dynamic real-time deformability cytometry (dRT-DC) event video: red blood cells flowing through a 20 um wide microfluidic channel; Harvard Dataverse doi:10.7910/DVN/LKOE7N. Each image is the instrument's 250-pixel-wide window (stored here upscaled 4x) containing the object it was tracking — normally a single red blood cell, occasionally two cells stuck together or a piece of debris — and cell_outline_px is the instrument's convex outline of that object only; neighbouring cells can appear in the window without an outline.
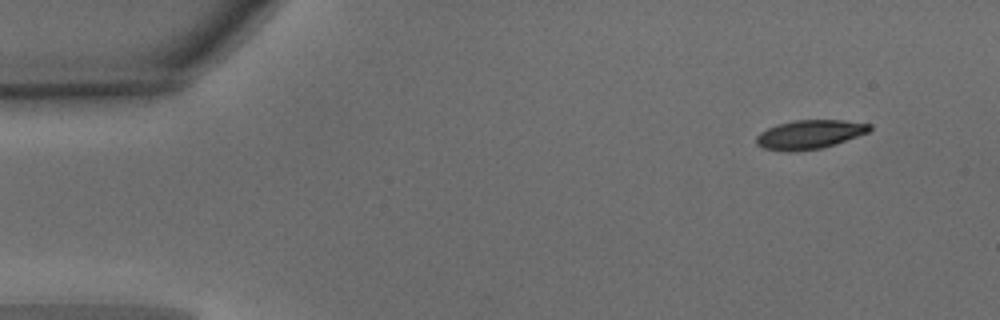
{"species": "common noctule bat (a hibernating species)", "species_latin": "Nyctalus noctula", "temperature_condition": "warm", "stored_images_in_passage": 48, "camera_frame_rate_fps": 3000, "um_per_image_px": 0.085, "animal": {"sex": "male", "body_mass_g": 15.6}, "frame": {"image": 1, "passage_image": 1, "time_ms": 0.0, "image_size_px": [1000, 320], "cell_outline_px": [[872, 128], [868, 132], [820, 148], [764, 148], [756, 144], [756, 136], [760, 132], [776, 124], [796, 120], [844, 120], [872, 124]], "centroid_in_image_um": [68.85, 11.35], "position_along_channel_um": 16.2, "area_um2": 18.03}}
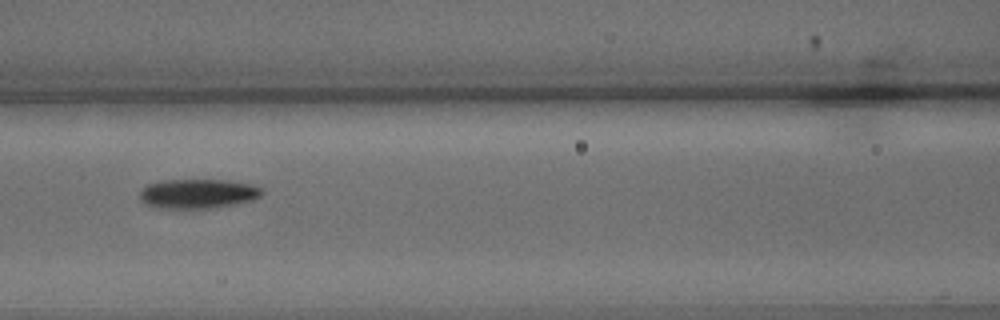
{"frame": {"image": 2, "passage_image": 19, "time_ms": 6.0, "image_size_px": [1000, 320], "cell_outline_px": [[264, 192], [260, 196], [252, 200], [232, 204], [204, 208], [160, 208], [144, 204], [140, 200], [140, 188], [148, 184], [160, 180], [224, 180], [252, 184], [264, 188]], "centroid_in_image_um": [16.79, 16.45], "position_along_channel_um": 149.8, "area_um2": 20.98}}
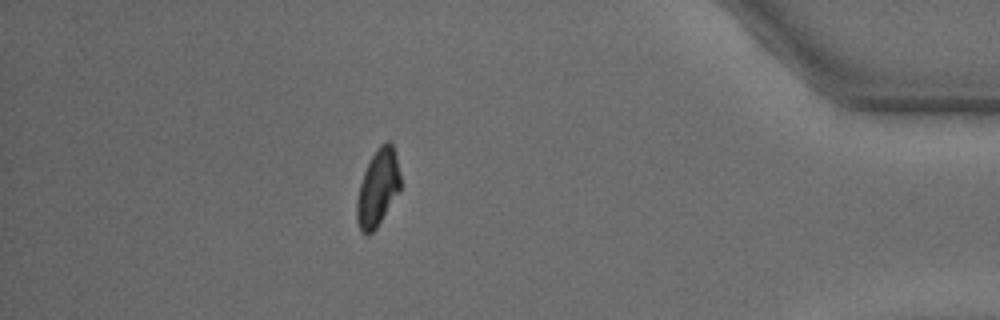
{"frame": {"image": 3, "passage_image": 42, "time_ms": 13.667, "image_size_px": [1000, 320], "cell_outline_px": [[400, 188], [376, 228], [368, 236], [364, 236], [360, 232], [356, 220], [356, 200], [360, 184], [364, 172], [376, 148], [380, 144], [388, 140], [392, 144], [396, 156], [400, 176]], "centroid_in_image_um": [32.08, 15.99], "position_along_channel_um": 403.1, "area_um2": 19.36}, "authors_computed_cell_mechanics": {"area_um2": 20.4901, "velocity_mm_per_s": 3.8806, "shape_relaxation_time_tau1_ms": 2.9949, "shape_relaxation_time_tau2_ms": 6.0418, "deformation_change_tau1": 0.14, "deformation_change_tau2": 0.1225}}